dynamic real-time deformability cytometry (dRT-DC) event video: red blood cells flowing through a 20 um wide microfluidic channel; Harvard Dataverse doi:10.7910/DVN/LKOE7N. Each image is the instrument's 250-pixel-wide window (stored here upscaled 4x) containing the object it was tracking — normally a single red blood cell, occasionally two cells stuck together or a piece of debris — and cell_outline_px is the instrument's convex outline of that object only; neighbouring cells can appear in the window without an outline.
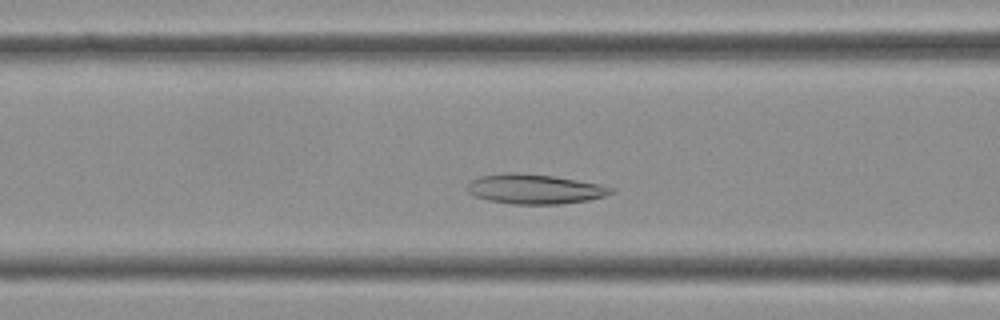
{"species": "Egyptian fruit bat (a non-hibernating species)", "species_latin": "Rousettus aegyptiacus", "temperature_condition": "cold", "stored_images_in_passage": 35, "camera_frame_rate_fps": 3000, "um_per_image_px": 0.085, "frame": {"image": 1, "passage_image": 10, "time_ms": 3.0, "image_size_px": [1000, 320], "cell_outline_px": [[616, 188], [612, 192], [604, 196], [588, 200], [560, 204], [512, 204], [488, 200], [472, 196], [464, 188], [472, 180], [480, 176], [508, 172], [520, 172], [552, 176], [600, 184]], "centroid_in_image_um": [45.4, 16.07], "position_along_channel_um": 121.2, "area_um2": 25.03}}
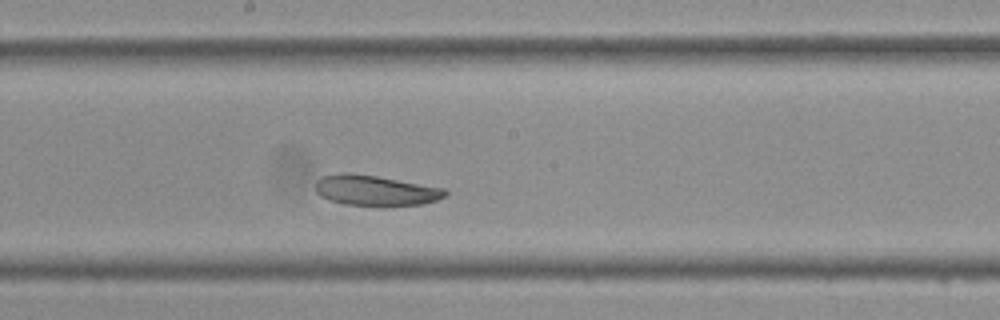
{"frame": {"image": 2, "passage_image": 16, "time_ms": 5.0, "image_size_px": [1000, 320], "cell_outline_px": [[448, 196], [436, 200], [420, 204], [344, 204], [328, 200], [320, 196], [316, 192], [316, 180], [324, 176], [344, 172], [348, 172], [376, 176], [444, 188], [448, 192]], "centroid_in_image_um": [31.88, 16.16], "position_along_channel_um": 216.3, "area_um2": 22.43}}
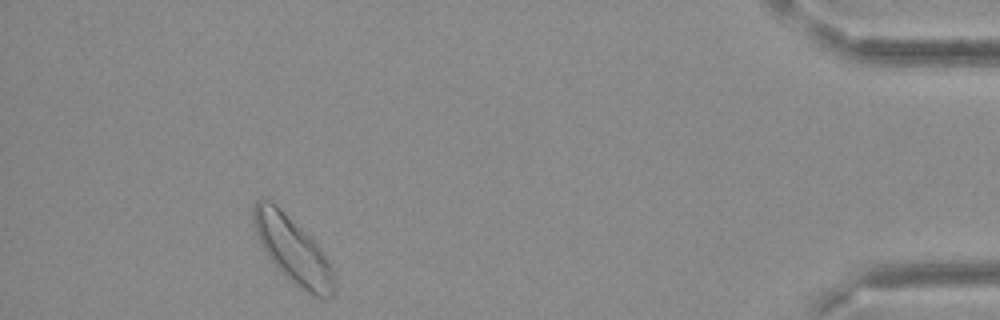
{"frame": {"image": 3, "passage_image": 32, "time_ms": 10.333, "image_size_px": [1000, 320], "cell_outline_px": [[336, 292], [328, 300], [324, 300], [300, 288], [284, 276], [268, 256], [256, 236], [252, 220], [252, 212], [256, 200], [264, 196], [280, 208], [320, 248], [332, 268], [336, 280]], "centroid_in_image_um": [24.89, 21.28], "position_along_channel_um": 410.3, "area_um2": 31.1}}